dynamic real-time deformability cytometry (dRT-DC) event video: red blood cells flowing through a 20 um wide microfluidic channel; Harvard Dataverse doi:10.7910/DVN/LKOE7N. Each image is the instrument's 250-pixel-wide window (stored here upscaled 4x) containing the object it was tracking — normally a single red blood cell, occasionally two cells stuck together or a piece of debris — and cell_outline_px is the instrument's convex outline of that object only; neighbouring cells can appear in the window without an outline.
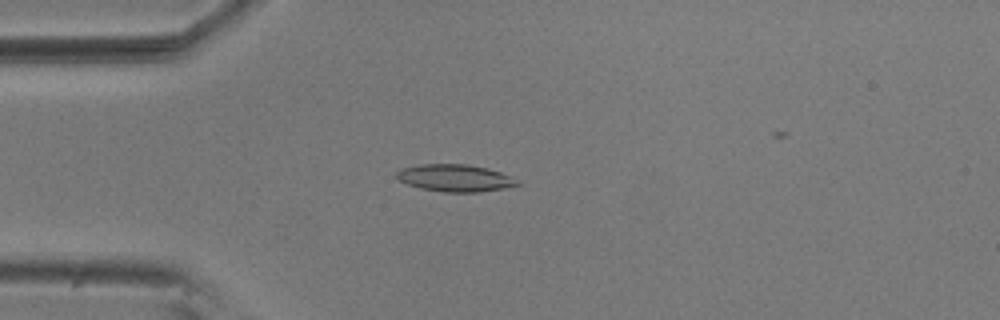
{"species": "common noctule bat (a hibernating species)", "species_latin": "Nyctalus noctula", "temperature_condition": "room temperature", "stored_images_in_passage": 51, "camera_frame_rate_fps": 3000, "um_per_image_px": 0.085, "animal": {"sex": "male", "body_mass_g": 20.5, "forearm_length_mm": 52.5}, "frame": {"image": 1, "passage_image": 14, "time_ms": 4.333, "image_size_px": [1000, 320], "cell_outline_px": [[524, 184], [504, 188], [480, 192], [444, 192], [420, 188], [408, 184], [400, 180], [396, 176], [396, 172], [400, 168], [420, 164], [468, 164], [488, 168], [500, 172]], "centroid_in_image_um": [38.68, 15.13], "position_along_channel_um": 46.3, "area_um2": 19.13}}
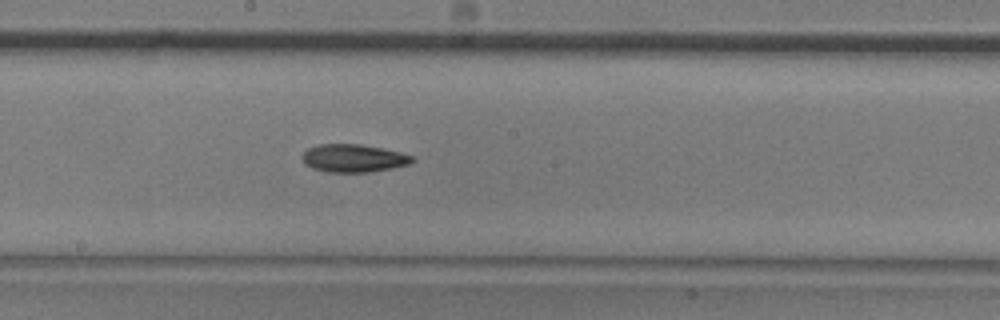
{"frame": {"image": 2, "passage_image": 29, "time_ms": 9.333, "image_size_px": [1000, 320], "cell_outline_px": [[416, 160], [408, 164], [392, 168], [368, 172], [328, 172], [312, 168], [304, 164], [304, 152], [308, 148], [320, 144], [360, 144], [400, 152], [416, 156]], "centroid_in_image_um": [30.08, 13.45], "position_along_channel_um": 218.1, "area_um2": 17.8}}
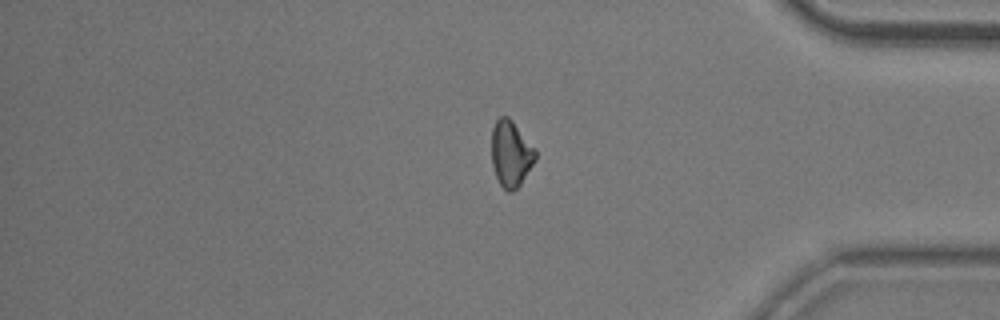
{"frame": {"image": 3, "passage_image": 45, "time_ms": 14.667, "image_size_px": [1000, 320], "cell_outline_px": [[536, 160], [520, 184], [512, 192], [508, 192], [500, 184], [496, 176], [492, 164], [492, 128], [496, 120], [500, 116], [508, 116], [512, 120], [536, 148]], "centroid_in_image_um": [43.43, 13.04], "position_along_channel_um": 391.8, "area_um2": 16.94}}